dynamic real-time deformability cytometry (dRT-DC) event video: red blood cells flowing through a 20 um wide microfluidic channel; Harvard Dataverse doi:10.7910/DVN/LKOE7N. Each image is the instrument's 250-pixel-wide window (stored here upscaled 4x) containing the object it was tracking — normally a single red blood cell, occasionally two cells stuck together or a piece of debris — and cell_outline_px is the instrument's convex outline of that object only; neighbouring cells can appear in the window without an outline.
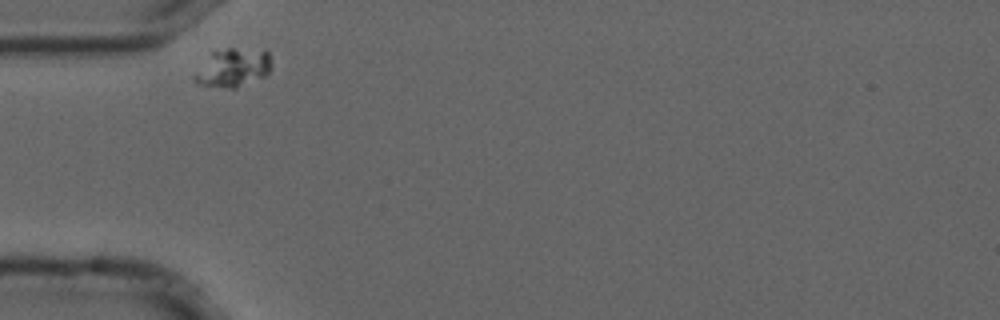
{"species": "common noctule bat (a hibernating species)", "species_latin": "Nyctalus noctula", "temperature_condition": "cold", "stored_images_in_passage": 2, "camera_frame_rate_fps": 3000, "um_per_image_px": 0.085, "animal": {"sex": "male", "forearm_length_mm": 52.5}, "frame": {"image": 1, "passage_image": 1, "time_ms": 0.0, "image_size_px": [1000, 320], "cell_outline_px": [[272, 68], [264, 76], [236, 88], [232, 88], [196, 84], [192, 76], [212, 52], [228, 48], [232, 48], [268, 52], [272, 64]], "centroid_in_image_um": [19.8, 5.77], "position_along_channel_um": 65.2, "area_um2": 16.88}}